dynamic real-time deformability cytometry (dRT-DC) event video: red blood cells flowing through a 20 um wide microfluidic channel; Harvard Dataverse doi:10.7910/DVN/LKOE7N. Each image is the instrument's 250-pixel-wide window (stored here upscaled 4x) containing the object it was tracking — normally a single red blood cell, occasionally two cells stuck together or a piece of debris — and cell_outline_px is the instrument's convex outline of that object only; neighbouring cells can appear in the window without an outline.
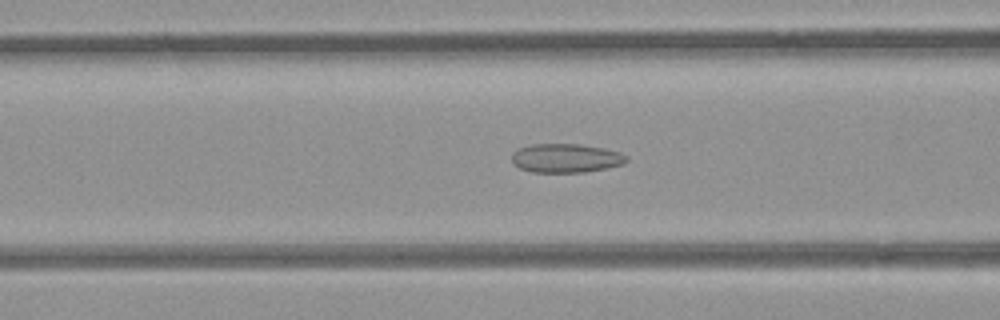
{"species": "common noctule bat (a hibernating species)", "species_latin": "Nyctalus noctula", "temperature_condition": "room temperature", "stored_images_in_passage": 51, "camera_frame_rate_fps": 3000, "um_per_image_px": 0.085, "animal": {"sex": "female", "body_mass_g": 21.9}, "frame": {"image": 1, "passage_image": 19, "time_ms": 6.0, "image_size_px": [1000, 320], "cell_outline_px": [[628, 160], [624, 164], [608, 168], [584, 172], [532, 172], [520, 168], [512, 164], [512, 152], [520, 148], [532, 144], [580, 144], [604, 148], [620, 152], [628, 156]], "centroid_in_image_um": [48.12, 13.44], "position_along_channel_um": 118.5, "area_um2": 19.48}}
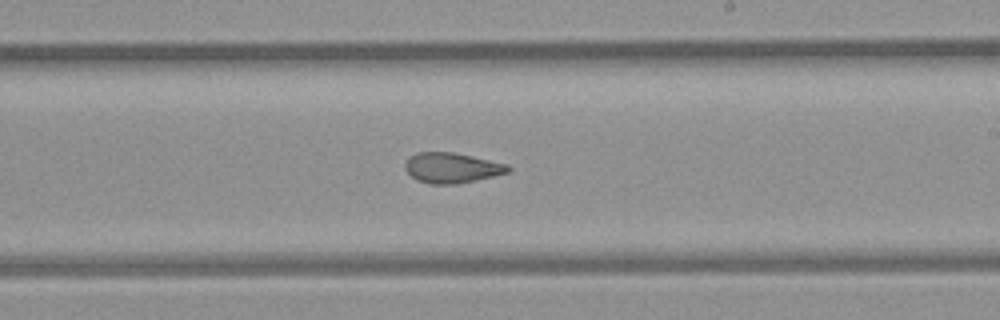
{"frame": {"image": 2, "passage_image": 29, "time_ms": 9.333, "image_size_px": [1000, 320], "cell_outline_px": [[512, 168], [508, 172], [476, 180], [456, 184], [428, 184], [416, 180], [404, 168], [404, 164], [408, 156], [416, 152], [452, 152], [472, 156], [508, 164]], "centroid_in_image_um": [38.37, 14.26], "position_along_channel_um": 250.6, "area_um2": 18.26}}
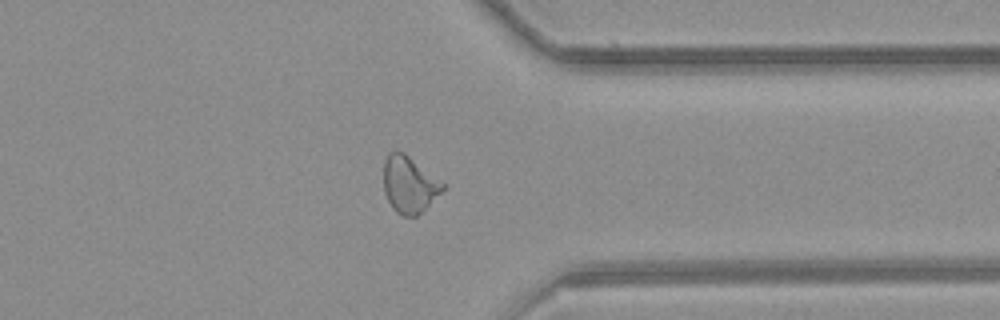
{"frame": {"image": 3, "passage_image": 39, "time_ms": 12.667, "image_size_px": [1000, 320], "cell_outline_px": [[444, 188], [416, 216], [404, 216], [396, 212], [392, 208], [384, 192], [384, 160], [388, 152], [396, 148], [404, 152], [444, 184]], "centroid_in_image_um": [34.72, 15.64], "position_along_channel_um": 376.7, "area_um2": 19.19}, "authors_computed_cell_mechanics": {"area_um2": 19.8254, "velocity_mm_per_s": 3.9644, "shape_relaxation_time_tau1_ms": null, "shape_relaxation_time_tau2_ms": 1.5517, "deformation_change_tau1": null, "deformation_change_tau2": 0.0838}}